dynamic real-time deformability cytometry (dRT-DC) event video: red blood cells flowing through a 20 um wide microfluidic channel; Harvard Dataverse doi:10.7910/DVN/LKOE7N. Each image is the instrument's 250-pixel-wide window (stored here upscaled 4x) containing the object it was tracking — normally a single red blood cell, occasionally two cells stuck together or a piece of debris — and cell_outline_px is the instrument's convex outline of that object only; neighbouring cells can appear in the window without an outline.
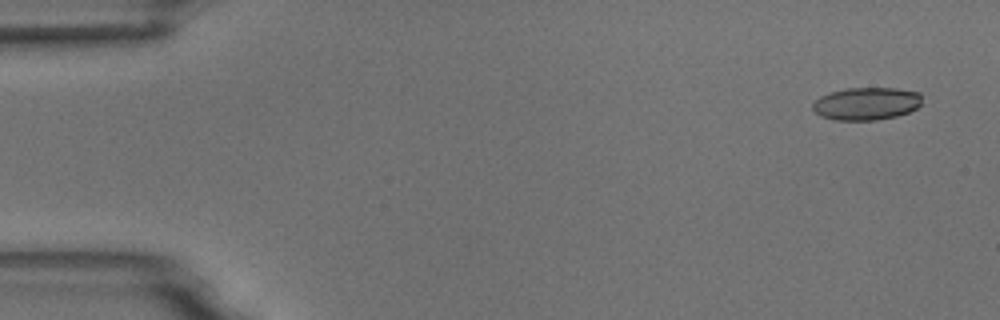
{"species": "common noctule bat (a hibernating species)", "species_latin": "Nyctalus noctula", "temperature_condition": "room temperature", "stored_images_in_passage": 5, "camera_frame_rate_fps": 3000, "um_per_image_px": 0.085, "animal": {"sex": "male", "body_mass_g": 18.8}, "frame": {"image": 1, "passage_image": 1, "time_ms": 0.0, "image_size_px": [1000, 320], "cell_outline_px": [[920, 104], [916, 108], [908, 112], [896, 116], [876, 120], [836, 120], [820, 116], [812, 108], [812, 104], [820, 96], [832, 92], [848, 88], [896, 88], [920, 92]], "centroid_in_image_um": [73.63, 8.81], "position_along_channel_um": 11.4, "area_um2": 20.69}}
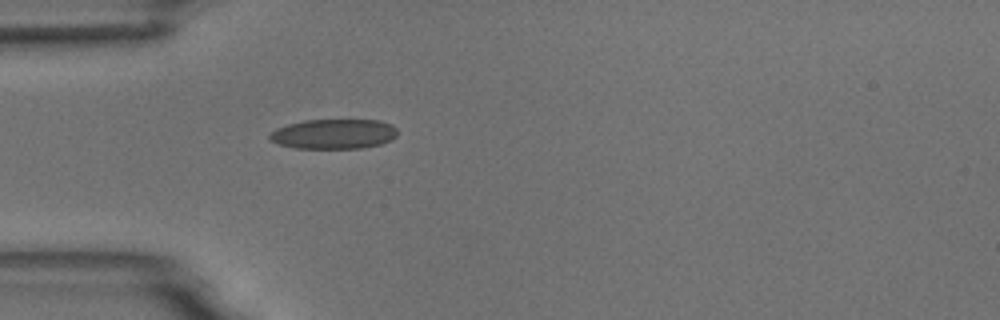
{"frame": {"image": 2, "passage_image": 5, "time_ms": 4.333, "image_size_px": [1000, 320], "cell_outline_px": [[396, 136], [392, 140], [380, 144], [360, 148], [296, 148], [280, 144], [272, 140], [268, 136], [276, 128], [288, 124], [304, 120], [380, 120], [392, 124], [396, 128]], "centroid_in_image_um": [28.4, 11.38], "position_along_channel_um": 56.6, "area_um2": 22.14}}